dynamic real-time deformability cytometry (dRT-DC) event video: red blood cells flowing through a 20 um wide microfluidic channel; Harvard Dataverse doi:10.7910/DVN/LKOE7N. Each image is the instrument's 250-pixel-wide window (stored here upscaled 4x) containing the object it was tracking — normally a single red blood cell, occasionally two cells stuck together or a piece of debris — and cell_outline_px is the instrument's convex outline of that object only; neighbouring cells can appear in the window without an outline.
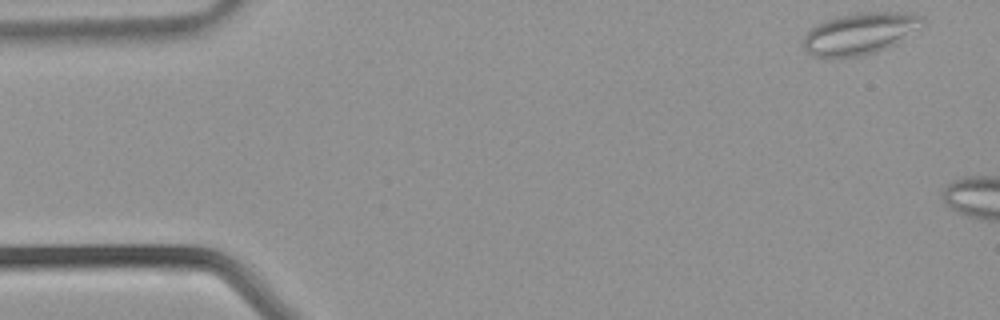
{"species": "common noctule bat (a hibernating species)", "species_latin": "Nyctalus noctula", "temperature_condition": "warm", "stored_images_in_passage": 8, "camera_frame_rate_fps": 3000, "um_per_image_px": 0.085, "animal": {"sex": "male", "body_mass_g": 21.5, "forearm_length_mm": 52.0}, "frame": {"image": 1, "passage_image": 1, "time_ms": 0.0, "image_size_px": [1000, 320], "cell_outline_px": [[924, 24], [896, 44], [888, 48], [876, 52], [860, 56], [812, 56], [804, 48], [804, 32], [816, 24], [840, 16], [860, 12], [904, 12], [924, 16]], "centroid_in_image_um": [73.11, 2.83], "position_along_channel_um": 11.9, "area_um2": 28.78}}